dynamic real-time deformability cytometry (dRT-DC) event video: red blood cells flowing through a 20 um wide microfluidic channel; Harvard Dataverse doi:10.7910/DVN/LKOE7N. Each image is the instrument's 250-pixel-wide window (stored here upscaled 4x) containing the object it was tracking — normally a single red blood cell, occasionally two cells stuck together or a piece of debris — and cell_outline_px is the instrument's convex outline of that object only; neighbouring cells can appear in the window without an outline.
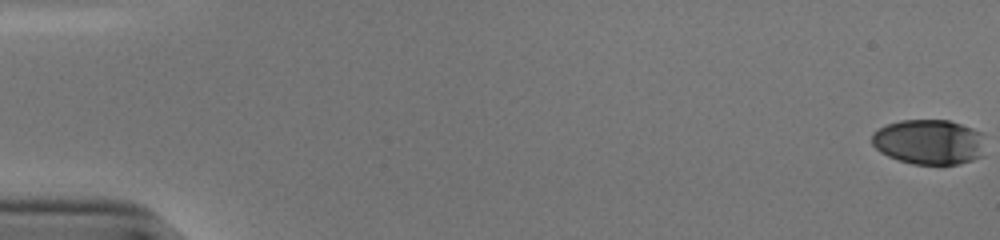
{"species": "human", "species_latin": "Homo sapiens", "temperature_condition": "cold", "stored_images_in_passage": 55, "camera_frame_rate_fps": 3000, "um_per_image_px": 0.085, "donor": {"sex": "male"}, "frame": {"image": 1, "passage_image": 1, "time_ms": 0.0, "image_size_px": [1000, 240], "cell_outline_px": [[984, 156], [960, 164], [912, 164], [888, 156], [880, 152], [872, 144], [872, 132], [888, 124], [900, 120], [948, 120], [984, 132]], "centroid_in_image_um": [79.01, 12.07], "position_along_channel_um": 6.0, "area_um2": 30.06}}
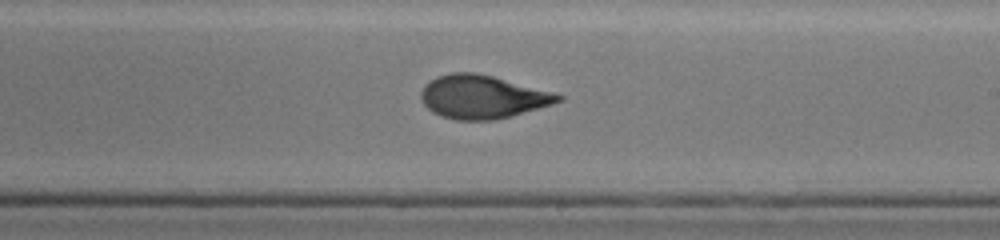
{"frame": {"image": 2, "passage_image": 34, "time_ms": 11.0, "image_size_px": [1000, 240], "cell_outline_px": [[564, 100], [552, 104], [512, 116], [496, 120], [456, 120], [440, 116], [432, 112], [420, 100], [420, 92], [424, 84], [428, 80], [436, 76], [452, 72], [476, 72], [492, 76], [552, 92], [564, 96]], "centroid_in_image_um": [40.96, 8.23], "position_along_channel_um": 248.0, "area_um2": 34.8}}
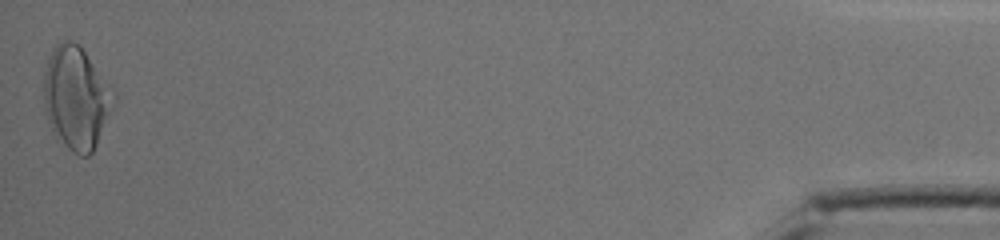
{"frame": {"image": 3, "passage_image": 55, "time_ms": 18.0, "image_size_px": [1000, 240], "cell_outline_px": [[116, 104], [92, 152], [88, 156], [80, 156], [72, 152], [56, 140], [48, 124], [44, 104], [44, 72], [48, 60], [56, 44], [60, 40], [72, 40], [80, 44], [116, 92]], "centroid_in_image_um": [6.49, 8.33], "position_along_channel_um": 428.7, "area_um2": 42.66}, "authors_computed_cell_mechanics": {"area_um2": 33.9286, "velocity_mm_per_s": 3.8397, "shape_relaxation_time_tau1_ms": 7.2872, "shape_relaxation_time_tau2_ms": 1.3974, "deformation_change_tau1": 0.252, "deformation_change_tau2": 0.0772}}